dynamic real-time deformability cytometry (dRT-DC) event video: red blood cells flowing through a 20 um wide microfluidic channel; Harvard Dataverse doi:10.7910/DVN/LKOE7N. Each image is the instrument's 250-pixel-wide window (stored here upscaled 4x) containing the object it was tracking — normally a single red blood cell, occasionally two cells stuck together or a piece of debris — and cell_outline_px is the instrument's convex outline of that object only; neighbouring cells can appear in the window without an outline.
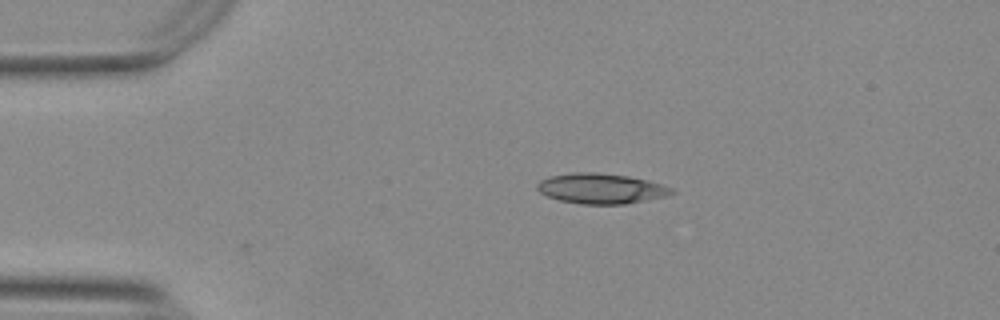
{"species": "Egyptian fruit bat (a non-hibernating species)", "species_latin": "Rousettus aegyptiacus", "temperature_condition": "warm", "stored_images_in_passage": 2, "camera_frame_rate_fps": 3000, "um_per_image_px": 0.085, "animal": {"sex": "female"}, "frame": {"image": 1, "passage_image": 1, "time_ms": 0.0, "image_size_px": [1000, 320], "cell_outline_px": [[676, 192], [668, 196], [624, 204], [580, 204], [560, 200], [548, 196], [540, 192], [536, 188], [536, 184], [540, 180], [548, 176], [572, 172], [596, 172], [628, 176], [648, 180], [672, 188]], "centroid_in_image_um": [51.07, 16.02], "position_along_channel_um": 33.9, "area_um2": 23.81}}